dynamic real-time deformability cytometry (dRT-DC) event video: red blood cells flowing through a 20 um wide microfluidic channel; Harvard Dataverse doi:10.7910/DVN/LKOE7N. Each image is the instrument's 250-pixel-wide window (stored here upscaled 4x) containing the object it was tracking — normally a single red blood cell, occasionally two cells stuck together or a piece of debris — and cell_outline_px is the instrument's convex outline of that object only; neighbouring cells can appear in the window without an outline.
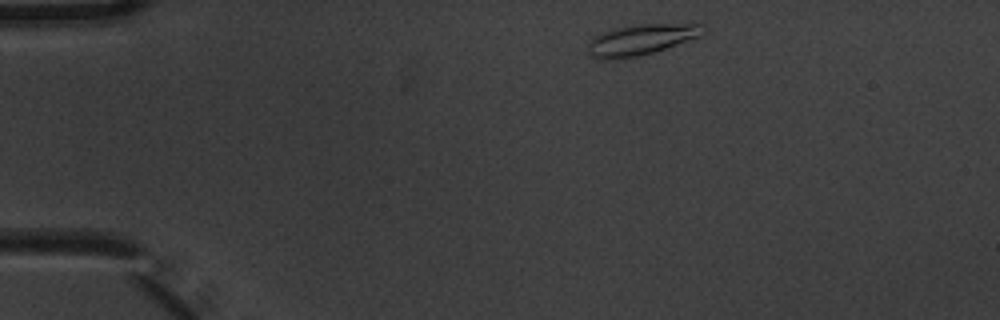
{"species": "common noctule bat (a hibernating species)", "species_latin": "Nyctalus noctula", "temperature_condition": "warm", "stored_images_in_passage": 3, "camera_frame_rate_fps": 3000, "um_per_image_px": 0.085, "animal": {"sex": "male", "body_mass_g": 20.1, "forearm_length_mm": 53.5}, "frame": {"image": 1, "passage_image": 1, "time_ms": 0.0, "image_size_px": [1000, 320], "cell_outline_px": [[700, 36], [652, 52], [636, 56], [612, 60], [600, 60], [588, 56], [588, 40], [592, 36], [612, 28], [640, 24], [700, 24]], "centroid_in_image_um": [54.31, 3.39], "position_along_channel_um": 30.7, "area_um2": 20.4}}
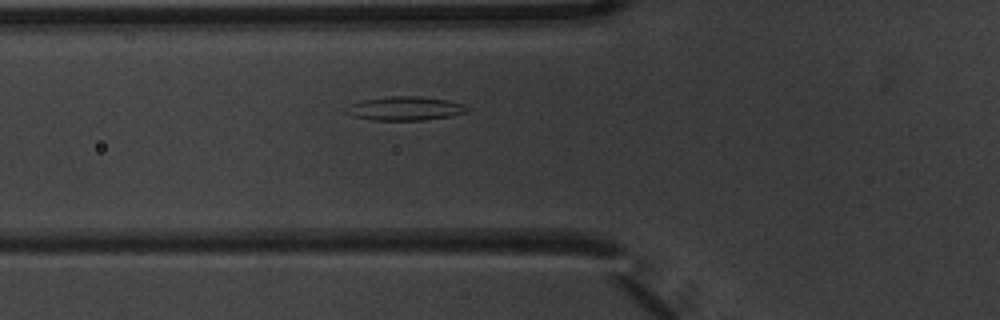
{"frame": {"image": 2, "passage_image": 3, "time_ms": 0.667, "image_size_px": [1000, 320], "cell_outline_px": [[472, 108], [468, 112], [452, 116], [424, 120], [372, 120], [352, 116], [344, 108], [360, 100], [392, 96], [420, 96], [448, 100], [464, 104]], "centroid_in_image_um": [34.49, 9.22], "position_along_channel_um": 91.3, "area_um2": 16.99}}